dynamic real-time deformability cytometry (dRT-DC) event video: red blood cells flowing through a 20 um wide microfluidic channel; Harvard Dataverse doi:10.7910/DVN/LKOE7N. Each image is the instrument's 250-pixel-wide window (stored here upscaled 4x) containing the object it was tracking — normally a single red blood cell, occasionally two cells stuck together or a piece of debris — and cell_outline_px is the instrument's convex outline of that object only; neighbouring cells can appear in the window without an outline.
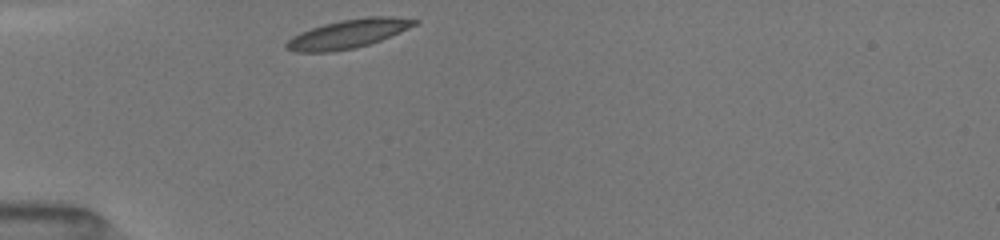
{"species": "common noctule bat (a hibernating species)", "species_latin": "Nyctalus noctula", "temperature_condition": "room temperature", "stored_images_in_passage": 12, "camera_frame_rate_fps": 3000, "um_per_image_px": 0.085, "animal": {"sex": "female", "body_mass_g": 19.5, "forearm_length_mm": 54.1}, "frame": {"image": 1, "passage_image": 1, "time_ms": 0.0, "image_size_px": [1000, 240], "cell_outline_px": [[420, 20], [416, 24], [408, 28], [380, 40], [368, 44], [352, 48], [332, 52], [296, 52], [284, 48], [284, 44], [292, 36], [300, 32], [324, 24], [340, 20], [368, 16], [392, 16]], "centroid_in_image_um": [29.55, 2.87], "position_along_channel_um": 55.5, "area_um2": 21.33}}
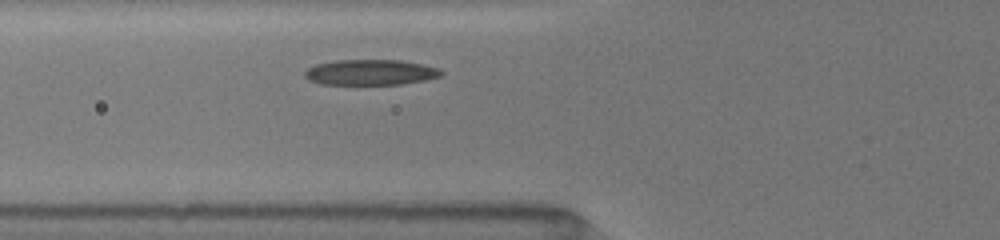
{"frame": {"image": 2, "passage_image": 9, "time_ms": 1.333, "image_size_px": [1000, 240], "cell_outline_px": [[444, 72], [440, 76], [424, 80], [400, 84], [320, 84], [308, 80], [304, 76], [304, 72], [308, 68], [316, 64], [336, 60], [400, 60], [440, 68]], "centroid_in_image_um": [31.47, 6.14], "position_along_channel_um": 94.3, "area_um2": 20.23}}